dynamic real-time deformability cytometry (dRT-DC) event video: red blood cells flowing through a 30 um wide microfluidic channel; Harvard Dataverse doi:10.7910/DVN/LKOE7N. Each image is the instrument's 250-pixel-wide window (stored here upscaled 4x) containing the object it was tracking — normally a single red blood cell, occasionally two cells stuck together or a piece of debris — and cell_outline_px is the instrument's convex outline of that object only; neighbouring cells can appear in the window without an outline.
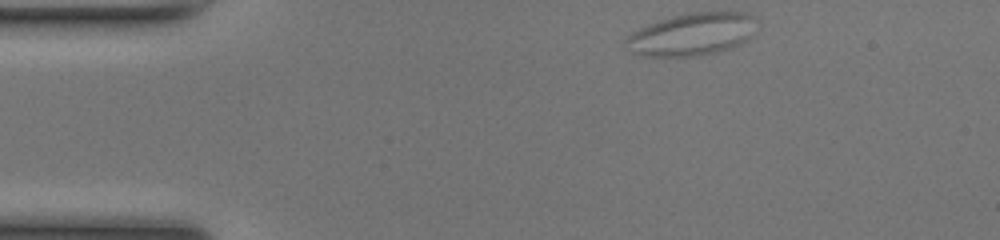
{"species": "common noctule bat (a hibernating species)", "species_latin": "Nyctalus noctula", "temperature_condition": "room temperature", "stored_images_in_passage": 46, "camera_frame_rate_fps": 3000, "um_per_image_px": 0.085, "animal": {"sex": "female", "body_mass_g": 17.0, "forearm_length_mm": 48.0}, "frame": {"image": 1, "passage_image": 1, "time_ms": 0.0, "image_size_px": [1000, 240], "cell_outline_px": [[756, 32], [748, 40], [740, 44], [716, 52], [696, 56], [644, 56], [632, 52], [624, 48], [624, 40], [632, 32], [640, 28], [660, 20], [672, 16], [692, 12], [744, 12], [752, 16], [756, 20]], "centroid_in_image_um": [58.82, 2.92], "position_along_channel_um": 26.2, "area_um2": 32.54}}
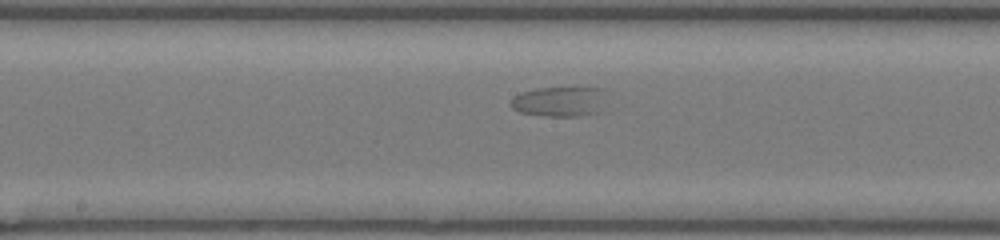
{"frame": {"image": 2, "passage_image": 20, "time_ms": 6.333, "image_size_px": [1000, 240], "cell_outline_px": [[608, 92], [600, 112], [580, 116], [544, 116], [520, 112], [512, 108], [508, 104], [520, 92], [536, 88], [604, 88]], "centroid_in_image_um": [47.6, 8.63], "position_along_channel_um": 200.6, "area_um2": 16.99}}
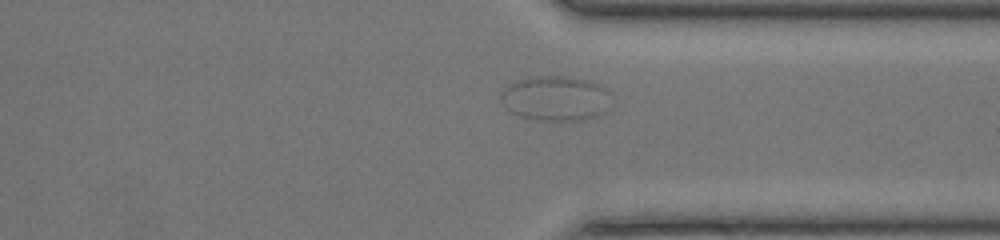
{"frame": {"image": 3, "passage_image": 33, "time_ms": 10.667, "image_size_px": [1000, 240], "cell_outline_px": [[608, 92], [604, 112], [596, 116], [584, 120], [544, 120], [520, 116], [504, 108], [500, 100], [500, 92], [508, 84], [516, 80], [540, 76], [568, 76], [588, 80], [600, 84]], "centroid_in_image_um": [47.15, 8.35], "position_along_channel_um": 364.3, "area_um2": 28.67}}